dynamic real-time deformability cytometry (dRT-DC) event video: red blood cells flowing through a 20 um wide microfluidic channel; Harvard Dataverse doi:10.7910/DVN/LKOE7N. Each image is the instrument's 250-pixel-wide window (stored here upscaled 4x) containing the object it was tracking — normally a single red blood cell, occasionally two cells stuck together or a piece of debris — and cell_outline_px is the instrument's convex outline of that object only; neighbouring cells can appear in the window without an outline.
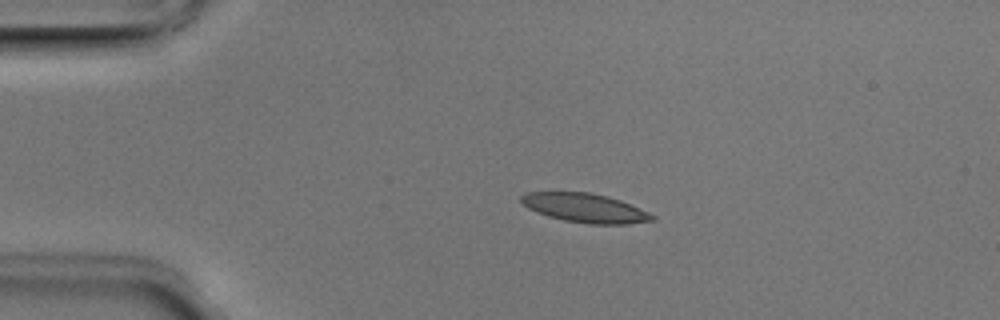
{"species": "Egyptian fruit bat (a non-hibernating species)", "species_latin": "Rousettus aegyptiacus", "temperature_condition": "room temperature", "stored_images_in_passage": 1, "camera_frame_rate_fps": 3000, "um_per_image_px": 0.085, "animal": {"sex": "male"}, "frame": {"image": 1, "passage_image": 1, "time_ms": 0.0, "image_size_px": [1000, 320], "cell_outline_px": [[656, 220], [628, 224], [588, 224], [564, 220], [548, 216], [536, 212], [528, 208], [520, 200], [520, 196], [524, 192], [592, 192], [608, 196], [620, 200], [640, 208], [656, 216]], "centroid_in_image_um": [49.74, 17.67], "position_along_channel_um": 35.3, "area_um2": 22.31}}